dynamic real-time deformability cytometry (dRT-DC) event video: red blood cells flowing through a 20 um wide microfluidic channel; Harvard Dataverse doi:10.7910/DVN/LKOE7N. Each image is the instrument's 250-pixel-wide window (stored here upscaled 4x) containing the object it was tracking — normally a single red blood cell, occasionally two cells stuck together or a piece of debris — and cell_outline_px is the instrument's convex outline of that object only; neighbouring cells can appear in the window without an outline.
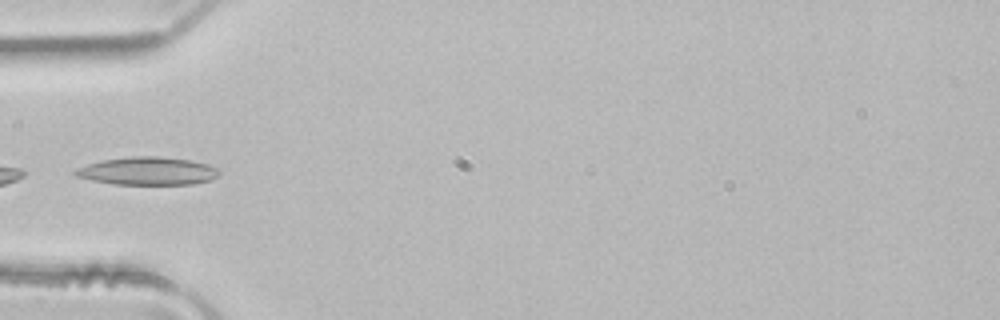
{"species": "common noctule bat (a hibernating species)", "species_latin": "Nyctalus noctula", "temperature_condition": "room temperature", "stored_images_in_passage": 4, "camera_frame_rate_fps": 3000, "um_per_image_px": 0.085, "animal": {"sex": "male", "body_mass_g": 21.5, "forearm_length_mm": 52.0}, "frame": {"image": 1, "passage_image": 4, "time_ms": 1.0, "image_size_px": [1000, 320], "cell_outline_px": [[220, 172], [212, 180], [192, 184], [112, 184], [92, 180], [76, 176], [72, 172], [76, 168], [88, 164], [104, 160], [132, 156], [160, 156], [192, 160], [208, 164], [220, 168]], "centroid_in_image_um": [12.58, 14.53], "position_along_channel_um": 72.4, "area_um2": 23.52}}